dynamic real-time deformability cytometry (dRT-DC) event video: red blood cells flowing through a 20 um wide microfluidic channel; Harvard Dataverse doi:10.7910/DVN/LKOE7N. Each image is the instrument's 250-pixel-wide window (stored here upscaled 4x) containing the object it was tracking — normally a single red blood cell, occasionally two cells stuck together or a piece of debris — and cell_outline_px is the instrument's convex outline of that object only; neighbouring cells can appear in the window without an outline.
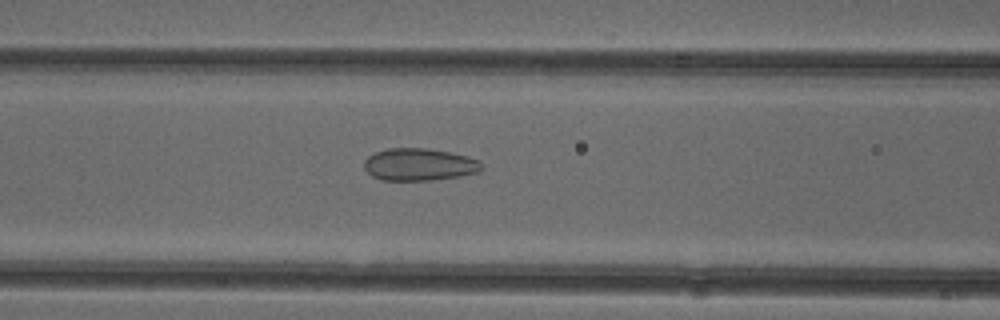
{"species": "common noctule bat (a hibernating species)", "species_latin": "Nyctalus noctula", "temperature_condition": "cold", "stored_images_in_passage": 39, "camera_frame_rate_fps": 3000, "um_per_image_px": 0.085, "animal": {"sex": "female"}, "frame": {"image": 1, "passage_image": 8, "time_ms": 2.333, "image_size_px": [1000, 320], "cell_outline_px": [[484, 168], [480, 172], [460, 176], [432, 180], [384, 180], [372, 176], [364, 168], [364, 160], [368, 156], [376, 152], [388, 148], [428, 148], [452, 152], [468, 156], [480, 160], [484, 164]], "centroid_in_image_um": [35.7, 13.97], "position_along_channel_um": 130.9, "area_um2": 22.43}}
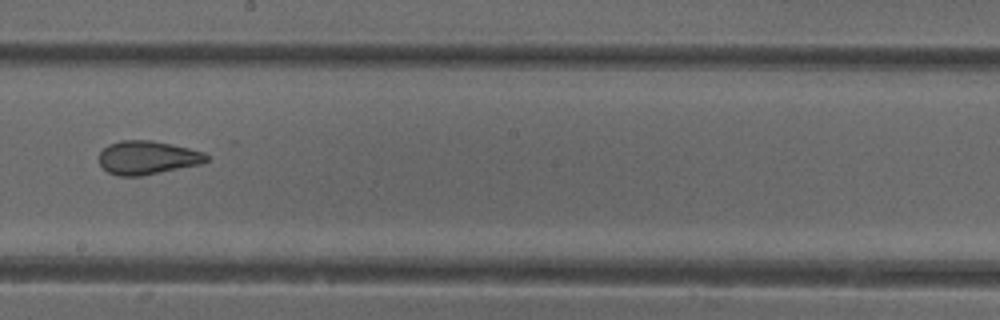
{"frame": {"image": 2, "passage_image": 16, "time_ms": 5.0, "image_size_px": [1000, 320], "cell_outline_px": [[208, 160], [200, 164], [140, 176], [116, 176], [108, 172], [100, 164], [100, 152], [108, 144], [120, 140], [152, 140], [188, 148], [204, 152], [208, 156]], "centroid_in_image_um": [12.51, 13.39], "position_along_channel_um": 235.7, "area_um2": 20.87}}
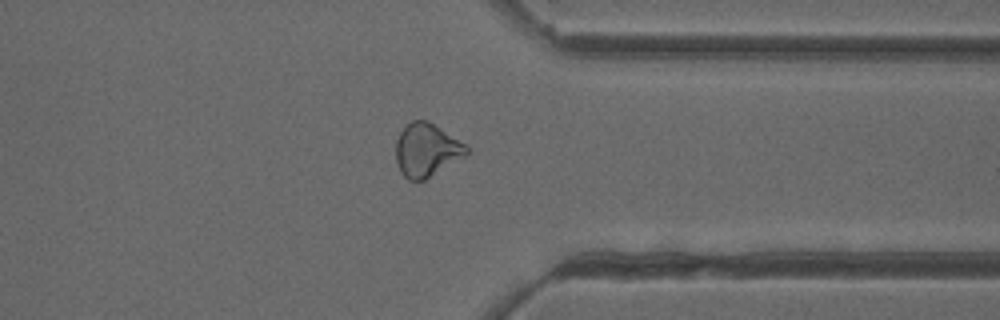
{"frame": {"image": 3, "passage_image": 27, "time_ms": 8.667, "image_size_px": [1000, 320], "cell_outline_px": [[468, 152], [464, 156], [424, 180], [408, 180], [400, 172], [396, 160], [396, 140], [400, 132], [412, 120], [428, 120], [464, 144], [468, 148]], "centroid_in_image_um": [36.22, 12.75], "position_along_channel_um": 375.2, "area_um2": 21.5}, "authors_computed_cell_mechanics": {"area_um2": 21.9062, "velocity_mm_per_s": 3.9248, "shape_relaxation_time_tau1_ms": null, "shape_relaxation_time_tau2_ms": 1.8184, "deformation_change_tau1": null, "deformation_change_tau2": 0.0885}}